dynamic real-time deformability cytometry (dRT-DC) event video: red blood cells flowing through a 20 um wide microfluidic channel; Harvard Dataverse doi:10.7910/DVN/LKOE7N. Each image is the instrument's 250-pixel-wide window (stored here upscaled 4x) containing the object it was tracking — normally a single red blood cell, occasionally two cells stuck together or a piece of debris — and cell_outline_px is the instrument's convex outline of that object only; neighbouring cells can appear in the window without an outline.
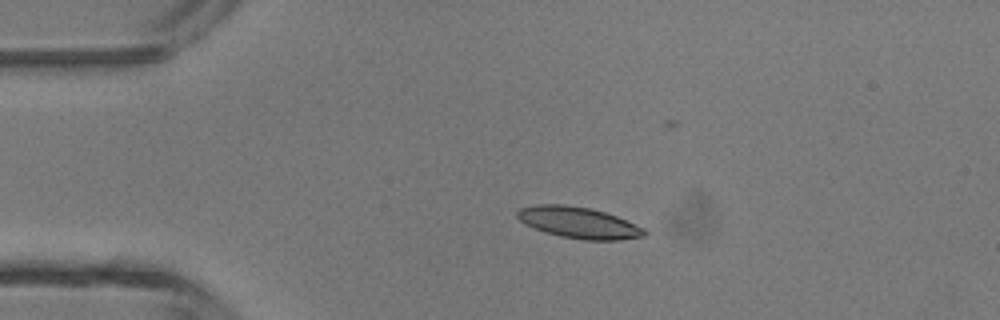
{"species": "common noctule bat (a hibernating species)", "species_latin": "Nyctalus noctula", "temperature_condition": "room temperature", "stored_images_in_passage": 4, "camera_frame_rate_fps": 3000, "um_per_image_px": 0.085, "animal": {"sex": "male", "body_mass_g": 13.3}, "frame": {"image": 1, "passage_image": 3, "time_ms": 0.667, "image_size_px": [1000, 320], "cell_outline_px": [[648, 232], [644, 236], [620, 240], [584, 240], [560, 236], [524, 224], [516, 216], [516, 212], [520, 208], [536, 204], [564, 204], [592, 208], [616, 216], [644, 228]], "centroid_in_image_um": [49.18, 18.91], "position_along_channel_um": 35.8, "area_um2": 23.12}}